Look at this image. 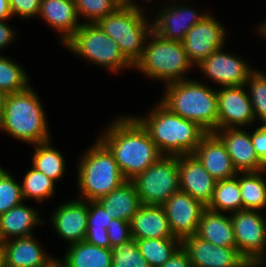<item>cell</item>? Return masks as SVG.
<instances>
[{"label":"cell","instance_id":"cell-1","mask_svg":"<svg viewBox=\"0 0 266 267\" xmlns=\"http://www.w3.org/2000/svg\"><path fill=\"white\" fill-rule=\"evenodd\" d=\"M117 117L98 139L113 154L123 177L132 180L163 155L133 115Z\"/></svg>","mask_w":266,"mask_h":267},{"label":"cell","instance_id":"cell-2","mask_svg":"<svg viewBox=\"0 0 266 267\" xmlns=\"http://www.w3.org/2000/svg\"><path fill=\"white\" fill-rule=\"evenodd\" d=\"M147 114L134 118L147 131L163 156L193 154L208 133L196 122L173 113L161 101Z\"/></svg>","mask_w":266,"mask_h":267},{"label":"cell","instance_id":"cell-3","mask_svg":"<svg viewBox=\"0 0 266 267\" xmlns=\"http://www.w3.org/2000/svg\"><path fill=\"white\" fill-rule=\"evenodd\" d=\"M32 86L8 94L0 116V131L30 145L51 140L42 100Z\"/></svg>","mask_w":266,"mask_h":267},{"label":"cell","instance_id":"cell-4","mask_svg":"<svg viewBox=\"0 0 266 267\" xmlns=\"http://www.w3.org/2000/svg\"><path fill=\"white\" fill-rule=\"evenodd\" d=\"M164 88L160 101L173 113L196 122L207 132L218 130L217 88L194 79L171 82Z\"/></svg>","mask_w":266,"mask_h":267},{"label":"cell","instance_id":"cell-5","mask_svg":"<svg viewBox=\"0 0 266 267\" xmlns=\"http://www.w3.org/2000/svg\"><path fill=\"white\" fill-rule=\"evenodd\" d=\"M95 141L79 156L76 170L79 199L85 201H97L126 181L113 154L98 138Z\"/></svg>","mask_w":266,"mask_h":267},{"label":"cell","instance_id":"cell-6","mask_svg":"<svg viewBox=\"0 0 266 267\" xmlns=\"http://www.w3.org/2000/svg\"><path fill=\"white\" fill-rule=\"evenodd\" d=\"M134 67L146 77L166 85L190 79L185 74L192 70L194 65L181 41L165 40L152 32L146 41L142 58Z\"/></svg>","mask_w":266,"mask_h":267},{"label":"cell","instance_id":"cell-7","mask_svg":"<svg viewBox=\"0 0 266 267\" xmlns=\"http://www.w3.org/2000/svg\"><path fill=\"white\" fill-rule=\"evenodd\" d=\"M143 11L140 8L119 6L97 23L117 43L133 66L142 58L146 41L153 32L152 20H147Z\"/></svg>","mask_w":266,"mask_h":267},{"label":"cell","instance_id":"cell-8","mask_svg":"<svg viewBox=\"0 0 266 267\" xmlns=\"http://www.w3.org/2000/svg\"><path fill=\"white\" fill-rule=\"evenodd\" d=\"M64 45L68 51L74 53L73 55L109 69L112 73L134 68L124 57L117 43L96 23H82Z\"/></svg>","mask_w":266,"mask_h":267},{"label":"cell","instance_id":"cell-9","mask_svg":"<svg viewBox=\"0 0 266 267\" xmlns=\"http://www.w3.org/2000/svg\"><path fill=\"white\" fill-rule=\"evenodd\" d=\"M131 181L142 204L163 205L180 191L179 156H162Z\"/></svg>","mask_w":266,"mask_h":267},{"label":"cell","instance_id":"cell-10","mask_svg":"<svg viewBox=\"0 0 266 267\" xmlns=\"http://www.w3.org/2000/svg\"><path fill=\"white\" fill-rule=\"evenodd\" d=\"M260 212L240 210L230 214L237 250L251 267L266 266V218Z\"/></svg>","mask_w":266,"mask_h":267},{"label":"cell","instance_id":"cell-11","mask_svg":"<svg viewBox=\"0 0 266 267\" xmlns=\"http://www.w3.org/2000/svg\"><path fill=\"white\" fill-rule=\"evenodd\" d=\"M226 35L223 23L221 24L212 13H208L189 29L182 43L189 60L197 66L214 51L225 46Z\"/></svg>","mask_w":266,"mask_h":267},{"label":"cell","instance_id":"cell-12","mask_svg":"<svg viewBox=\"0 0 266 267\" xmlns=\"http://www.w3.org/2000/svg\"><path fill=\"white\" fill-rule=\"evenodd\" d=\"M223 49L225 47L214 51L208 58L202 60L197 65L199 71L220 87L245 85L255 69L250 67L244 58L232 52H223Z\"/></svg>","mask_w":266,"mask_h":267},{"label":"cell","instance_id":"cell-13","mask_svg":"<svg viewBox=\"0 0 266 267\" xmlns=\"http://www.w3.org/2000/svg\"><path fill=\"white\" fill-rule=\"evenodd\" d=\"M217 92L218 129L244 128L256 118L244 85L219 87Z\"/></svg>","mask_w":266,"mask_h":267},{"label":"cell","instance_id":"cell-14","mask_svg":"<svg viewBox=\"0 0 266 267\" xmlns=\"http://www.w3.org/2000/svg\"><path fill=\"white\" fill-rule=\"evenodd\" d=\"M173 236L180 241L196 235L200 217L206 207L190 194L177 191L162 205Z\"/></svg>","mask_w":266,"mask_h":267},{"label":"cell","instance_id":"cell-15","mask_svg":"<svg viewBox=\"0 0 266 267\" xmlns=\"http://www.w3.org/2000/svg\"><path fill=\"white\" fill-rule=\"evenodd\" d=\"M162 7L152 18L153 32L165 40L183 41L191 27L208 13L197 12L196 7L175 4ZM161 10V11H160Z\"/></svg>","mask_w":266,"mask_h":267},{"label":"cell","instance_id":"cell-16","mask_svg":"<svg viewBox=\"0 0 266 267\" xmlns=\"http://www.w3.org/2000/svg\"><path fill=\"white\" fill-rule=\"evenodd\" d=\"M192 267H251L237 248L215 246L196 235L181 241Z\"/></svg>","mask_w":266,"mask_h":267},{"label":"cell","instance_id":"cell-17","mask_svg":"<svg viewBox=\"0 0 266 267\" xmlns=\"http://www.w3.org/2000/svg\"><path fill=\"white\" fill-rule=\"evenodd\" d=\"M76 198L59 204L50 218L52 228L68 245L84 241L87 233L88 201Z\"/></svg>","mask_w":266,"mask_h":267},{"label":"cell","instance_id":"cell-18","mask_svg":"<svg viewBox=\"0 0 266 267\" xmlns=\"http://www.w3.org/2000/svg\"><path fill=\"white\" fill-rule=\"evenodd\" d=\"M224 143L237 172H259L266 164L257 156L250 132L243 128H224L214 132Z\"/></svg>","mask_w":266,"mask_h":267},{"label":"cell","instance_id":"cell-19","mask_svg":"<svg viewBox=\"0 0 266 267\" xmlns=\"http://www.w3.org/2000/svg\"><path fill=\"white\" fill-rule=\"evenodd\" d=\"M180 190L205 207L212 200L216 180L194 154L179 156Z\"/></svg>","mask_w":266,"mask_h":267},{"label":"cell","instance_id":"cell-20","mask_svg":"<svg viewBox=\"0 0 266 267\" xmlns=\"http://www.w3.org/2000/svg\"><path fill=\"white\" fill-rule=\"evenodd\" d=\"M193 154L216 181L233 178L238 173L224 143L214 132L202 138Z\"/></svg>","mask_w":266,"mask_h":267},{"label":"cell","instance_id":"cell-21","mask_svg":"<svg viewBox=\"0 0 266 267\" xmlns=\"http://www.w3.org/2000/svg\"><path fill=\"white\" fill-rule=\"evenodd\" d=\"M34 236L33 234L2 242L6 267H46L55 259L46 254V250H43Z\"/></svg>","mask_w":266,"mask_h":267},{"label":"cell","instance_id":"cell-22","mask_svg":"<svg viewBox=\"0 0 266 267\" xmlns=\"http://www.w3.org/2000/svg\"><path fill=\"white\" fill-rule=\"evenodd\" d=\"M38 16L56 32H60L63 46L82 25L74 0H41Z\"/></svg>","mask_w":266,"mask_h":267},{"label":"cell","instance_id":"cell-23","mask_svg":"<svg viewBox=\"0 0 266 267\" xmlns=\"http://www.w3.org/2000/svg\"><path fill=\"white\" fill-rule=\"evenodd\" d=\"M130 224L133 239L175 238L162 205L142 204Z\"/></svg>","mask_w":266,"mask_h":267},{"label":"cell","instance_id":"cell-24","mask_svg":"<svg viewBox=\"0 0 266 267\" xmlns=\"http://www.w3.org/2000/svg\"><path fill=\"white\" fill-rule=\"evenodd\" d=\"M24 203L25 201L0 215V242L33 235L34 227L44 224L38 209Z\"/></svg>","mask_w":266,"mask_h":267},{"label":"cell","instance_id":"cell-25","mask_svg":"<svg viewBox=\"0 0 266 267\" xmlns=\"http://www.w3.org/2000/svg\"><path fill=\"white\" fill-rule=\"evenodd\" d=\"M196 236L215 246L237 248L230 214L205 209Z\"/></svg>","mask_w":266,"mask_h":267},{"label":"cell","instance_id":"cell-26","mask_svg":"<svg viewBox=\"0 0 266 267\" xmlns=\"http://www.w3.org/2000/svg\"><path fill=\"white\" fill-rule=\"evenodd\" d=\"M112 219L130 222L142 203L131 180H126L109 194L97 200Z\"/></svg>","mask_w":266,"mask_h":267},{"label":"cell","instance_id":"cell-27","mask_svg":"<svg viewBox=\"0 0 266 267\" xmlns=\"http://www.w3.org/2000/svg\"><path fill=\"white\" fill-rule=\"evenodd\" d=\"M60 259L64 267H111L112 250L85 241L68 245Z\"/></svg>","mask_w":266,"mask_h":267},{"label":"cell","instance_id":"cell-28","mask_svg":"<svg viewBox=\"0 0 266 267\" xmlns=\"http://www.w3.org/2000/svg\"><path fill=\"white\" fill-rule=\"evenodd\" d=\"M32 167L42 172L55 183L66 174V162L64 155L52 145L49 140L44 143L33 144ZM63 155V156H62Z\"/></svg>","mask_w":266,"mask_h":267},{"label":"cell","instance_id":"cell-29","mask_svg":"<svg viewBox=\"0 0 266 267\" xmlns=\"http://www.w3.org/2000/svg\"><path fill=\"white\" fill-rule=\"evenodd\" d=\"M239 175L240 172L233 178L216 181L212 200L207 209L227 214L243 210Z\"/></svg>","mask_w":266,"mask_h":267},{"label":"cell","instance_id":"cell-30","mask_svg":"<svg viewBox=\"0 0 266 267\" xmlns=\"http://www.w3.org/2000/svg\"><path fill=\"white\" fill-rule=\"evenodd\" d=\"M266 169L259 172H240L239 184L243 210H258L266 208Z\"/></svg>","mask_w":266,"mask_h":267},{"label":"cell","instance_id":"cell-31","mask_svg":"<svg viewBox=\"0 0 266 267\" xmlns=\"http://www.w3.org/2000/svg\"><path fill=\"white\" fill-rule=\"evenodd\" d=\"M112 218L98 201H88L87 233L85 242L111 249L107 228Z\"/></svg>","mask_w":266,"mask_h":267},{"label":"cell","instance_id":"cell-32","mask_svg":"<svg viewBox=\"0 0 266 267\" xmlns=\"http://www.w3.org/2000/svg\"><path fill=\"white\" fill-rule=\"evenodd\" d=\"M136 243L151 267H161L181 246L178 238L136 239Z\"/></svg>","mask_w":266,"mask_h":267},{"label":"cell","instance_id":"cell-33","mask_svg":"<svg viewBox=\"0 0 266 267\" xmlns=\"http://www.w3.org/2000/svg\"><path fill=\"white\" fill-rule=\"evenodd\" d=\"M55 182L31 166L23 177L21 193L23 200L34 199L40 203L53 197Z\"/></svg>","mask_w":266,"mask_h":267},{"label":"cell","instance_id":"cell-34","mask_svg":"<svg viewBox=\"0 0 266 267\" xmlns=\"http://www.w3.org/2000/svg\"><path fill=\"white\" fill-rule=\"evenodd\" d=\"M19 64L0 54V90L7 95L23 91L31 85L30 78Z\"/></svg>","mask_w":266,"mask_h":267},{"label":"cell","instance_id":"cell-35","mask_svg":"<svg viewBox=\"0 0 266 267\" xmlns=\"http://www.w3.org/2000/svg\"><path fill=\"white\" fill-rule=\"evenodd\" d=\"M264 73L256 69L244 85L252 103L254 116L256 120L260 119L261 124H266V73Z\"/></svg>","mask_w":266,"mask_h":267},{"label":"cell","instance_id":"cell-36","mask_svg":"<svg viewBox=\"0 0 266 267\" xmlns=\"http://www.w3.org/2000/svg\"><path fill=\"white\" fill-rule=\"evenodd\" d=\"M77 15L86 19L81 23H98L107 14L113 13L119 5L114 0H74Z\"/></svg>","mask_w":266,"mask_h":267},{"label":"cell","instance_id":"cell-37","mask_svg":"<svg viewBox=\"0 0 266 267\" xmlns=\"http://www.w3.org/2000/svg\"><path fill=\"white\" fill-rule=\"evenodd\" d=\"M111 250V267H151L140 253L136 239L132 238Z\"/></svg>","mask_w":266,"mask_h":267},{"label":"cell","instance_id":"cell-38","mask_svg":"<svg viewBox=\"0 0 266 267\" xmlns=\"http://www.w3.org/2000/svg\"><path fill=\"white\" fill-rule=\"evenodd\" d=\"M23 201L21 184L0 165V215Z\"/></svg>","mask_w":266,"mask_h":267},{"label":"cell","instance_id":"cell-39","mask_svg":"<svg viewBox=\"0 0 266 267\" xmlns=\"http://www.w3.org/2000/svg\"><path fill=\"white\" fill-rule=\"evenodd\" d=\"M107 234L112 249L132 239L131 224L121 219H111L108 223Z\"/></svg>","mask_w":266,"mask_h":267},{"label":"cell","instance_id":"cell-40","mask_svg":"<svg viewBox=\"0 0 266 267\" xmlns=\"http://www.w3.org/2000/svg\"><path fill=\"white\" fill-rule=\"evenodd\" d=\"M41 0H9L12 17L17 15L22 19L38 17Z\"/></svg>","mask_w":266,"mask_h":267},{"label":"cell","instance_id":"cell-41","mask_svg":"<svg viewBox=\"0 0 266 267\" xmlns=\"http://www.w3.org/2000/svg\"><path fill=\"white\" fill-rule=\"evenodd\" d=\"M250 136L257 156L266 164V124L259 125Z\"/></svg>","mask_w":266,"mask_h":267},{"label":"cell","instance_id":"cell-42","mask_svg":"<svg viewBox=\"0 0 266 267\" xmlns=\"http://www.w3.org/2000/svg\"><path fill=\"white\" fill-rule=\"evenodd\" d=\"M161 267H192L186 251L180 246Z\"/></svg>","mask_w":266,"mask_h":267},{"label":"cell","instance_id":"cell-43","mask_svg":"<svg viewBox=\"0 0 266 267\" xmlns=\"http://www.w3.org/2000/svg\"><path fill=\"white\" fill-rule=\"evenodd\" d=\"M5 21L7 22L9 20H0V50L10 46V43L13 42L16 37V29L14 30L13 26H9Z\"/></svg>","mask_w":266,"mask_h":267},{"label":"cell","instance_id":"cell-44","mask_svg":"<svg viewBox=\"0 0 266 267\" xmlns=\"http://www.w3.org/2000/svg\"><path fill=\"white\" fill-rule=\"evenodd\" d=\"M12 13L9 0H0V20H10Z\"/></svg>","mask_w":266,"mask_h":267},{"label":"cell","instance_id":"cell-45","mask_svg":"<svg viewBox=\"0 0 266 267\" xmlns=\"http://www.w3.org/2000/svg\"><path fill=\"white\" fill-rule=\"evenodd\" d=\"M120 7H134V0H114Z\"/></svg>","mask_w":266,"mask_h":267},{"label":"cell","instance_id":"cell-46","mask_svg":"<svg viewBox=\"0 0 266 267\" xmlns=\"http://www.w3.org/2000/svg\"><path fill=\"white\" fill-rule=\"evenodd\" d=\"M6 96L7 94L4 91L0 90V116L5 105Z\"/></svg>","mask_w":266,"mask_h":267},{"label":"cell","instance_id":"cell-47","mask_svg":"<svg viewBox=\"0 0 266 267\" xmlns=\"http://www.w3.org/2000/svg\"><path fill=\"white\" fill-rule=\"evenodd\" d=\"M0 267H6L5 266V254H4L2 242H0Z\"/></svg>","mask_w":266,"mask_h":267},{"label":"cell","instance_id":"cell-48","mask_svg":"<svg viewBox=\"0 0 266 267\" xmlns=\"http://www.w3.org/2000/svg\"><path fill=\"white\" fill-rule=\"evenodd\" d=\"M46 267H64L60 258H55L52 262H50Z\"/></svg>","mask_w":266,"mask_h":267},{"label":"cell","instance_id":"cell-49","mask_svg":"<svg viewBox=\"0 0 266 267\" xmlns=\"http://www.w3.org/2000/svg\"><path fill=\"white\" fill-rule=\"evenodd\" d=\"M259 26V27H258ZM257 26V34H260L264 39H266V27L261 23Z\"/></svg>","mask_w":266,"mask_h":267},{"label":"cell","instance_id":"cell-50","mask_svg":"<svg viewBox=\"0 0 266 267\" xmlns=\"http://www.w3.org/2000/svg\"><path fill=\"white\" fill-rule=\"evenodd\" d=\"M144 1H147V2L149 3V2H151L152 0H144ZM135 2H136V1L134 0V7H135V8L143 9V6L141 7V5H139V2H138V3H137V2L135 3Z\"/></svg>","mask_w":266,"mask_h":267},{"label":"cell","instance_id":"cell-51","mask_svg":"<svg viewBox=\"0 0 266 267\" xmlns=\"http://www.w3.org/2000/svg\"><path fill=\"white\" fill-rule=\"evenodd\" d=\"M266 27V20L261 22Z\"/></svg>","mask_w":266,"mask_h":267}]
</instances>
